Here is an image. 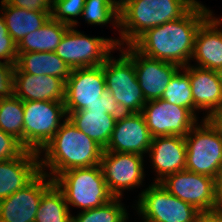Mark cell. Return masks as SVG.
<instances>
[{
	"label": "cell",
	"instance_id": "4316f807",
	"mask_svg": "<svg viewBox=\"0 0 222 222\" xmlns=\"http://www.w3.org/2000/svg\"><path fill=\"white\" fill-rule=\"evenodd\" d=\"M24 107L17 96L0 98V129L23 146Z\"/></svg>",
	"mask_w": 222,
	"mask_h": 222
},
{
	"label": "cell",
	"instance_id": "e0dca14e",
	"mask_svg": "<svg viewBox=\"0 0 222 222\" xmlns=\"http://www.w3.org/2000/svg\"><path fill=\"white\" fill-rule=\"evenodd\" d=\"M40 155L25 149L18 157L0 162V201L29 184L41 172Z\"/></svg>",
	"mask_w": 222,
	"mask_h": 222
},
{
	"label": "cell",
	"instance_id": "484cf974",
	"mask_svg": "<svg viewBox=\"0 0 222 222\" xmlns=\"http://www.w3.org/2000/svg\"><path fill=\"white\" fill-rule=\"evenodd\" d=\"M35 222H72L65 196L55 183L43 193Z\"/></svg>",
	"mask_w": 222,
	"mask_h": 222
},
{
	"label": "cell",
	"instance_id": "44dd1931",
	"mask_svg": "<svg viewBox=\"0 0 222 222\" xmlns=\"http://www.w3.org/2000/svg\"><path fill=\"white\" fill-rule=\"evenodd\" d=\"M189 72V80L194 100L195 110H208L207 115L222 105V86L215 70L194 67L188 64L185 67Z\"/></svg>",
	"mask_w": 222,
	"mask_h": 222
},
{
	"label": "cell",
	"instance_id": "2e32d148",
	"mask_svg": "<svg viewBox=\"0 0 222 222\" xmlns=\"http://www.w3.org/2000/svg\"><path fill=\"white\" fill-rule=\"evenodd\" d=\"M152 138L141 112L125 113L117 118L104 151L143 155L148 153Z\"/></svg>",
	"mask_w": 222,
	"mask_h": 222
},
{
	"label": "cell",
	"instance_id": "7bdbcfd3",
	"mask_svg": "<svg viewBox=\"0 0 222 222\" xmlns=\"http://www.w3.org/2000/svg\"><path fill=\"white\" fill-rule=\"evenodd\" d=\"M142 218L144 219V222H155V221L149 220V219H147L145 217H142Z\"/></svg>",
	"mask_w": 222,
	"mask_h": 222
},
{
	"label": "cell",
	"instance_id": "5b68a950",
	"mask_svg": "<svg viewBox=\"0 0 222 222\" xmlns=\"http://www.w3.org/2000/svg\"><path fill=\"white\" fill-rule=\"evenodd\" d=\"M23 107V147L41 153L67 118L64 102L23 101Z\"/></svg>",
	"mask_w": 222,
	"mask_h": 222
},
{
	"label": "cell",
	"instance_id": "8fae6325",
	"mask_svg": "<svg viewBox=\"0 0 222 222\" xmlns=\"http://www.w3.org/2000/svg\"><path fill=\"white\" fill-rule=\"evenodd\" d=\"M141 113L152 137H185L198 121L187 108L171 104L161 98L147 101Z\"/></svg>",
	"mask_w": 222,
	"mask_h": 222
},
{
	"label": "cell",
	"instance_id": "ab89813d",
	"mask_svg": "<svg viewBox=\"0 0 222 222\" xmlns=\"http://www.w3.org/2000/svg\"><path fill=\"white\" fill-rule=\"evenodd\" d=\"M0 38H12L8 33L4 18L0 15Z\"/></svg>",
	"mask_w": 222,
	"mask_h": 222
},
{
	"label": "cell",
	"instance_id": "7a4b0ae2",
	"mask_svg": "<svg viewBox=\"0 0 222 222\" xmlns=\"http://www.w3.org/2000/svg\"><path fill=\"white\" fill-rule=\"evenodd\" d=\"M53 138L45 145L40 160L41 172L54 180L60 173L74 168L100 165L104 148L88 137L67 117ZM45 167L51 172L46 173Z\"/></svg>",
	"mask_w": 222,
	"mask_h": 222
},
{
	"label": "cell",
	"instance_id": "b9f144b4",
	"mask_svg": "<svg viewBox=\"0 0 222 222\" xmlns=\"http://www.w3.org/2000/svg\"><path fill=\"white\" fill-rule=\"evenodd\" d=\"M217 78L222 86V66L215 70Z\"/></svg>",
	"mask_w": 222,
	"mask_h": 222
},
{
	"label": "cell",
	"instance_id": "f1b7e54d",
	"mask_svg": "<svg viewBox=\"0 0 222 222\" xmlns=\"http://www.w3.org/2000/svg\"><path fill=\"white\" fill-rule=\"evenodd\" d=\"M120 197H114L108 203L72 216V222H126L127 210L120 203Z\"/></svg>",
	"mask_w": 222,
	"mask_h": 222
},
{
	"label": "cell",
	"instance_id": "ba28073f",
	"mask_svg": "<svg viewBox=\"0 0 222 222\" xmlns=\"http://www.w3.org/2000/svg\"><path fill=\"white\" fill-rule=\"evenodd\" d=\"M202 122L201 125L197 123L184 137L185 169L215 178L222 164V138L206 120Z\"/></svg>",
	"mask_w": 222,
	"mask_h": 222
},
{
	"label": "cell",
	"instance_id": "83f0119b",
	"mask_svg": "<svg viewBox=\"0 0 222 222\" xmlns=\"http://www.w3.org/2000/svg\"><path fill=\"white\" fill-rule=\"evenodd\" d=\"M179 70L167 85L161 99L171 104L187 108L194 115V100L189 80V72L182 68Z\"/></svg>",
	"mask_w": 222,
	"mask_h": 222
},
{
	"label": "cell",
	"instance_id": "277c9868",
	"mask_svg": "<svg viewBox=\"0 0 222 222\" xmlns=\"http://www.w3.org/2000/svg\"><path fill=\"white\" fill-rule=\"evenodd\" d=\"M54 183L62 190L68 207L76 206L83 211L100 207L114 198L100 165L66 170L54 179Z\"/></svg>",
	"mask_w": 222,
	"mask_h": 222
},
{
	"label": "cell",
	"instance_id": "ffe728a7",
	"mask_svg": "<svg viewBox=\"0 0 222 222\" xmlns=\"http://www.w3.org/2000/svg\"><path fill=\"white\" fill-rule=\"evenodd\" d=\"M212 15L197 31L192 58L197 61V67L216 70L222 66V30L219 29L222 19Z\"/></svg>",
	"mask_w": 222,
	"mask_h": 222
},
{
	"label": "cell",
	"instance_id": "836d02e7",
	"mask_svg": "<svg viewBox=\"0 0 222 222\" xmlns=\"http://www.w3.org/2000/svg\"><path fill=\"white\" fill-rule=\"evenodd\" d=\"M86 110H104L105 113L111 114L117 118L125 114L121 105L109 92L104 93L100 97V100L89 105V108H87Z\"/></svg>",
	"mask_w": 222,
	"mask_h": 222
},
{
	"label": "cell",
	"instance_id": "8d00e7d4",
	"mask_svg": "<svg viewBox=\"0 0 222 222\" xmlns=\"http://www.w3.org/2000/svg\"><path fill=\"white\" fill-rule=\"evenodd\" d=\"M204 120H206L222 138V105L209 115H205Z\"/></svg>",
	"mask_w": 222,
	"mask_h": 222
},
{
	"label": "cell",
	"instance_id": "d590c367",
	"mask_svg": "<svg viewBox=\"0 0 222 222\" xmlns=\"http://www.w3.org/2000/svg\"><path fill=\"white\" fill-rule=\"evenodd\" d=\"M18 58L17 44L12 38H0V59L5 63L16 65Z\"/></svg>",
	"mask_w": 222,
	"mask_h": 222
},
{
	"label": "cell",
	"instance_id": "8992f818",
	"mask_svg": "<svg viewBox=\"0 0 222 222\" xmlns=\"http://www.w3.org/2000/svg\"><path fill=\"white\" fill-rule=\"evenodd\" d=\"M74 28L69 27L55 50L71 70L101 66L111 51L118 48L117 39L88 37Z\"/></svg>",
	"mask_w": 222,
	"mask_h": 222
},
{
	"label": "cell",
	"instance_id": "f546056e",
	"mask_svg": "<svg viewBox=\"0 0 222 222\" xmlns=\"http://www.w3.org/2000/svg\"><path fill=\"white\" fill-rule=\"evenodd\" d=\"M81 16L91 25H106L113 21V25L119 28V4L116 0H85Z\"/></svg>",
	"mask_w": 222,
	"mask_h": 222
},
{
	"label": "cell",
	"instance_id": "cb8c5ba5",
	"mask_svg": "<svg viewBox=\"0 0 222 222\" xmlns=\"http://www.w3.org/2000/svg\"><path fill=\"white\" fill-rule=\"evenodd\" d=\"M2 7L0 9H2V17L4 18L8 33L16 44L26 34L39 29L51 18V14L48 12L30 11L11 5H2Z\"/></svg>",
	"mask_w": 222,
	"mask_h": 222
},
{
	"label": "cell",
	"instance_id": "d6a6232c",
	"mask_svg": "<svg viewBox=\"0 0 222 222\" xmlns=\"http://www.w3.org/2000/svg\"><path fill=\"white\" fill-rule=\"evenodd\" d=\"M14 68L15 65L0 60V98L14 95Z\"/></svg>",
	"mask_w": 222,
	"mask_h": 222
},
{
	"label": "cell",
	"instance_id": "30bf717a",
	"mask_svg": "<svg viewBox=\"0 0 222 222\" xmlns=\"http://www.w3.org/2000/svg\"><path fill=\"white\" fill-rule=\"evenodd\" d=\"M170 194L200 212L217 210L214 178L188 170L178 171L159 182Z\"/></svg>",
	"mask_w": 222,
	"mask_h": 222
},
{
	"label": "cell",
	"instance_id": "1f68e13d",
	"mask_svg": "<svg viewBox=\"0 0 222 222\" xmlns=\"http://www.w3.org/2000/svg\"><path fill=\"white\" fill-rule=\"evenodd\" d=\"M24 150L16 138L0 129V162L18 157Z\"/></svg>",
	"mask_w": 222,
	"mask_h": 222
},
{
	"label": "cell",
	"instance_id": "74e56055",
	"mask_svg": "<svg viewBox=\"0 0 222 222\" xmlns=\"http://www.w3.org/2000/svg\"><path fill=\"white\" fill-rule=\"evenodd\" d=\"M195 222H222V211L215 210L209 212H200Z\"/></svg>",
	"mask_w": 222,
	"mask_h": 222
},
{
	"label": "cell",
	"instance_id": "7402d4cb",
	"mask_svg": "<svg viewBox=\"0 0 222 222\" xmlns=\"http://www.w3.org/2000/svg\"><path fill=\"white\" fill-rule=\"evenodd\" d=\"M14 72L51 75L66 83L71 69L55 52H27L18 53Z\"/></svg>",
	"mask_w": 222,
	"mask_h": 222
},
{
	"label": "cell",
	"instance_id": "4dcf8cb0",
	"mask_svg": "<svg viewBox=\"0 0 222 222\" xmlns=\"http://www.w3.org/2000/svg\"><path fill=\"white\" fill-rule=\"evenodd\" d=\"M84 5L85 0H54L51 18L70 27L77 26L73 17L82 15Z\"/></svg>",
	"mask_w": 222,
	"mask_h": 222
},
{
	"label": "cell",
	"instance_id": "d4e9b609",
	"mask_svg": "<svg viewBox=\"0 0 222 222\" xmlns=\"http://www.w3.org/2000/svg\"><path fill=\"white\" fill-rule=\"evenodd\" d=\"M69 27L50 18L42 27L22 38L17 44V53L55 52Z\"/></svg>",
	"mask_w": 222,
	"mask_h": 222
},
{
	"label": "cell",
	"instance_id": "7c38bea8",
	"mask_svg": "<svg viewBox=\"0 0 222 222\" xmlns=\"http://www.w3.org/2000/svg\"><path fill=\"white\" fill-rule=\"evenodd\" d=\"M143 165V155L104 151L100 166L110 193L121 198L122 191L142 185Z\"/></svg>",
	"mask_w": 222,
	"mask_h": 222
},
{
	"label": "cell",
	"instance_id": "5bb4252c",
	"mask_svg": "<svg viewBox=\"0 0 222 222\" xmlns=\"http://www.w3.org/2000/svg\"><path fill=\"white\" fill-rule=\"evenodd\" d=\"M122 52L135 66L137 80L146 101L160 99L172 77L182 70L177 64L143 55L132 45H127V49Z\"/></svg>",
	"mask_w": 222,
	"mask_h": 222
},
{
	"label": "cell",
	"instance_id": "9a60e30c",
	"mask_svg": "<svg viewBox=\"0 0 222 222\" xmlns=\"http://www.w3.org/2000/svg\"><path fill=\"white\" fill-rule=\"evenodd\" d=\"M53 183L47 174L40 172L29 184L1 200L0 222H35L43 193Z\"/></svg>",
	"mask_w": 222,
	"mask_h": 222
},
{
	"label": "cell",
	"instance_id": "4fadbf2b",
	"mask_svg": "<svg viewBox=\"0 0 222 222\" xmlns=\"http://www.w3.org/2000/svg\"><path fill=\"white\" fill-rule=\"evenodd\" d=\"M103 65L72 69L65 84L64 105L67 116L86 110L106 93Z\"/></svg>",
	"mask_w": 222,
	"mask_h": 222
},
{
	"label": "cell",
	"instance_id": "3957f363",
	"mask_svg": "<svg viewBox=\"0 0 222 222\" xmlns=\"http://www.w3.org/2000/svg\"><path fill=\"white\" fill-rule=\"evenodd\" d=\"M191 8L190 0H124L119 5L118 49L124 42L131 45L150 28L183 17Z\"/></svg>",
	"mask_w": 222,
	"mask_h": 222
},
{
	"label": "cell",
	"instance_id": "6da1fadb",
	"mask_svg": "<svg viewBox=\"0 0 222 222\" xmlns=\"http://www.w3.org/2000/svg\"><path fill=\"white\" fill-rule=\"evenodd\" d=\"M210 15L192 7L179 19L146 30L131 45L145 56L185 67L192 58L197 31Z\"/></svg>",
	"mask_w": 222,
	"mask_h": 222
},
{
	"label": "cell",
	"instance_id": "603a6c76",
	"mask_svg": "<svg viewBox=\"0 0 222 222\" xmlns=\"http://www.w3.org/2000/svg\"><path fill=\"white\" fill-rule=\"evenodd\" d=\"M71 122L104 149L107 147L115 127L117 117L104 110H78L67 116Z\"/></svg>",
	"mask_w": 222,
	"mask_h": 222
},
{
	"label": "cell",
	"instance_id": "ee69618b",
	"mask_svg": "<svg viewBox=\"0 0 222 222\" xmlns=\"http://www.w3.org/2000/svg\"><path fill=\"white\" fill-rule=\"evenodd\" d=\"M124 0H118V4L120 5Z\"/></svg>",
	"mask_w": 222,
	"mask_h": 222
},
{
	"label": "cell",
	"instance_id": "f35d334b",
	"mask_svg": "<svg viewBox=\"0 0 222 222\" xmlns=\"http://www.w3.org/2000/svg\"><path fill=\"white\" fill-rule=\"evenodd\" d=\"M214 184L217 199V210L222 211V164L218 168L217 174L214 178Z\"/></svg>",
	"mask_w": 222,
	"mask_h": 222
},
{
	"label": "cell",
	"instance_id": "60d3db41",
	"mask_svg": "<svg viewBox=\"0 0 222 222\" xmlns=\"http://www.w3.org/2000/svg\"><path fill=\"white\" fill-rule=\"evenodd\" d=\"M190 2H191L192 7L196 8V9L206 11V12L212 14L211 10L207 9L203 4H201L197 0H190Z\"/></svg>",
	"mask_w": 222,
	"mask_h": 222
},
{
	"label": "cell",
	"instance_id": "52a82bcc",
	"mask_svg": "<svg viewBox=\"0 0 222 222\" xmlns=\"http://www.w3.org/2000/svg\"><path fill=\"white\" fill-rule=\"evenodd\" d=\"M118 59L111 55L103 64L107 92L111 93L125 113L142 112L146 104L133 62L122 52Z\"/></svg>",
	"mask_w": 222,
	"mask_h": 222
},
{
	"label": "cell",
	"instance_id": "ac0fdd59",
	"mask_svg": "<svg viewBox=\"0 0 222 222\" xmlns=\"http://www.w3.org/2000/svg\"><path fill=\"white\" fill-rule=\"evenodd\" d=\"M147 152L157 172L155 183H159L168 175L185 170L186 141L183 136L153 137Z\"/></svg>",
	"mask_w": 222,
	"mask_h": 222
},
{
	"label": "cell",
	"instance_id": "d6986e66",
	"mask_svg": "<svg viewBox=\"0 0 222 222\" xmlns=\"http://www.w3.org/2000/svg\"><path fill=\"white\" fill-rule=\"evenodd\" d=\"M65 84L51 75L14 72V95L22 101L64 102Z\"/></svg>",
	"mask_w": 222,
	"mask_h": 222
},
{
	"label": "cell",
	"instance_id": "e575fe53",
	"mask_svg": "<svg viewBox=\"0 0 222 222\" xmlns=\"http://www.w3.org/2000/svg\"><path fill=\"white\" fill-rule=\"evenodd\" d=\"M54 0H1V5H11L30 11L52 13Z\"/></svg>",
	"mask_w": 222,
	"mask_h": 222
},
{
	"label": "cell",
	"instance_id": "9c48e42d",
	"mask_svg": "<svg viewBox=\"0 0 222 222\" xmlns=\"http://www.w3.org/2000/svg\"><path fill=\"white\" fill-rule=\"evenodd\" d=\"M136 208L140 215L155 222H195L200 213L155 182L140 194Z\"/></svg>",
	"mask_w": 222,
	"mask_h": 222
}]
</instances>
